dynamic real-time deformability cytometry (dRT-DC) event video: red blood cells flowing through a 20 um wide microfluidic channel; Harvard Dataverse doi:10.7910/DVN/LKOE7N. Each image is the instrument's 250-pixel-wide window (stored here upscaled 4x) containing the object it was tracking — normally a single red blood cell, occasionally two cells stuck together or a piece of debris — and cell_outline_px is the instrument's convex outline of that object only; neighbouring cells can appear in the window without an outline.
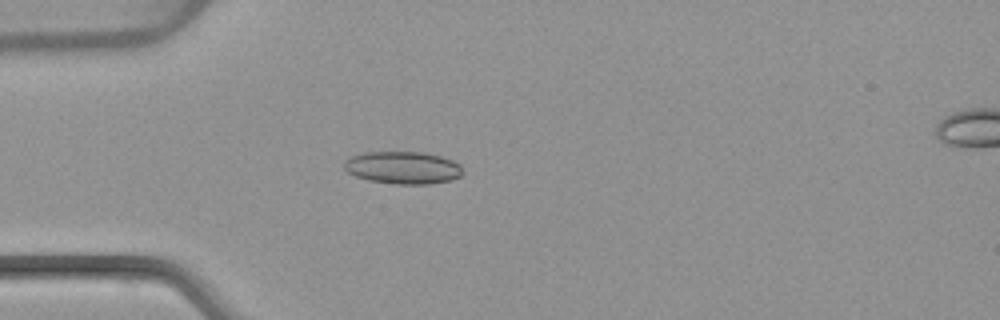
{"species": "common noctule bat (a hibernating species)", "species_latin": "Nyctalus noctula", "temperature_condition": "warm", "stored_images_in_passage": 6, "camera_frame_rate_fps": 3000, "um_per_image_px": 0.085, "animal": {"sex": "female", "body_mass_g": 22.7, "forearm_length_mm": 54.2}, "frame": {"image": 1, "passage_image": 5, "time_ms": 4.667, "image_size_px": [1000, 320], "cell_outline_px": [[460, 176], [448, 180], [428, 184], [396, 184], [368, 180], [356, 176], [348, 172], [344, 168], [344, 160], [352, 156], [364, 152], [424, 152], [440, 156], [452, 160], [460, 164]], "centroid_in_image_um": [34.2, 14.24], "position_along_channel_um": 50.8, "area_um2": 22.25}}